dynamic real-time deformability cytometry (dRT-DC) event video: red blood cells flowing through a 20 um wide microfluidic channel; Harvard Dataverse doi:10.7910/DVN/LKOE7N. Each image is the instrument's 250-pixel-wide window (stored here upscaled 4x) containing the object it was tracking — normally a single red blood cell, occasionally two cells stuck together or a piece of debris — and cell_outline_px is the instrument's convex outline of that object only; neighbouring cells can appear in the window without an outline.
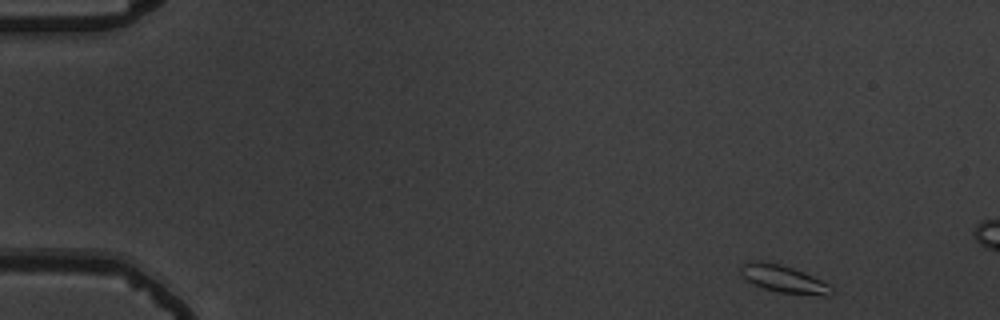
{"species": "common noctule bat (a hibernating species)", "species_latin": "Nyctalus noctula", "temperature_condition": "warm", "stored_images_in_passage": 12, "segment_of_instrument_passage": [1, 2], "camera_frame_rate_fps": 3000, "um_per_image_px": 0.085, "animal": {"sex": "male", "body_mass_g": 19.5, "forearm_length_mm": 54.6}, "frame": {"image": 1, "passage_image": 1, "time_ms": 0.0, "image_size_px": [1000, 320], "cell_outline_px": [[836, 292], [832, 296], [824, 296], [780, 292], [764, 288], [748, 280], [740, 272], [740, 268], [748, 260], [764, 260], [792, 268], [804, 272], [836, 288]], "centroid_in_image_um": [66.68, 23.71], "position_along_channel_um": 18.3, "area_um2": 14.51}}